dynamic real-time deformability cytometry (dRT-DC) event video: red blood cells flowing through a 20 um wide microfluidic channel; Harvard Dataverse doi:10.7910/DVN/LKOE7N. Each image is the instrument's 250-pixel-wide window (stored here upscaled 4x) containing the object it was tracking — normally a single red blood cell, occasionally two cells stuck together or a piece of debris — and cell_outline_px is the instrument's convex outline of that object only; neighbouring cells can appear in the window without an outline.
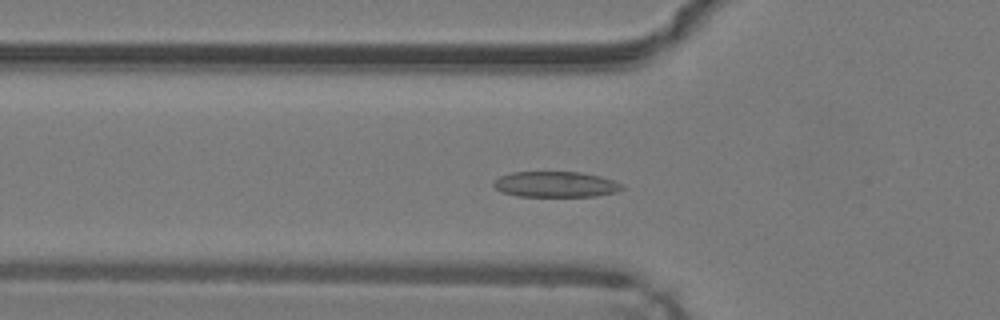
{"species": "common noctule bat (a hibernating species)", "species_latin": "Nyctalus noctula", "temperature_condition": "warm", "stored_images_in_passage": 47, "camera_frame_rate_fps": 3000, "um_per_image_px": 0.085, "animal": {"sex": "male", "body_mass_g": 19.2, "forearm_length_mm": 51.8}, "frame": {"image": 1, "passage_image": 14, "time_ms": 4.333, "image_size_px": [1000, 320], "cell_outline_px": [[624, 188], [616, 192], [592, 196], [516, 196], [500, 192], [492, 184], [500, 176], [512, 172], [580, 172], [600, 176], [612, 180], [620, 184]], "centroid_in_image_um": [47.19, 15.67], "position_along_channel_um": 78.6, "area_um2": 19.07}}
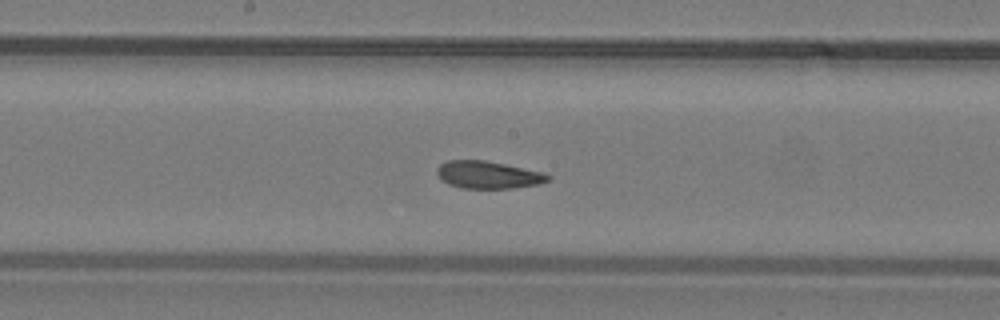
{"frame": {"image": 2, "passage_image": 23, "time_ms": 7.333, "image_size_px": [1000, 320], "cell_outline_px": [[552, 176], [548, 180], [540, 184], [512, 188], [460, 188], [448, 184], [436, 172], [436, 168], [440, 164], [448, 160], [484, 160], [544, 172]], "centroid_in_image_um": [41.5, 14.86], "position_along_channel_um": 206.7, "area_um2": 17.69}}
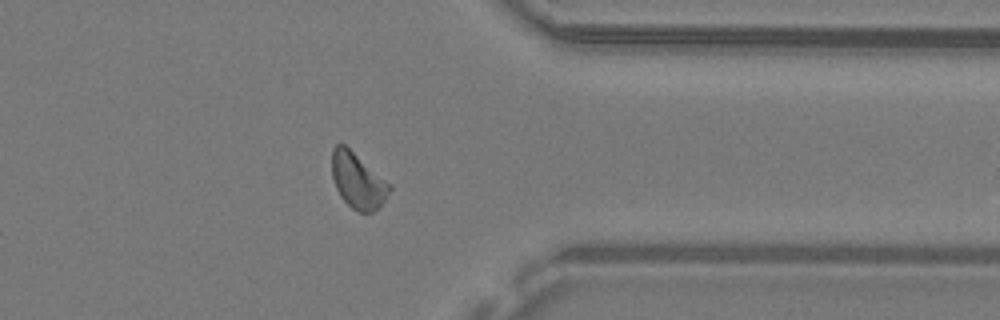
{"frame": {"image": 3, "passage_image": 36, "time_ms": 11.667, "image_size_px": [1000, 320], "cell_outline_px": [[392, 188], [384, 200], [372, 212], [360, 212], [352, 208], [340, 196], [336, 188], [332, 176], [332, 148], [336, 144], [344, 144], [392, 184]], "centroid_in_image_um": [30.41, 15.34], "position_along_channel_um": 381.0, "area_um2": 18.5}, "authors_computed_cell_mechanics": {"area_um2": 18.5538, "velocity_mm_per_s": 4.2472, "shape_relaxation_time_tau1_ms": 7.8207, "shape_relaxation_time_tau2_ms": 1.7643, "deformation_change_tau1": 0.1696, "deformation_change_tau2": 0.0776}}